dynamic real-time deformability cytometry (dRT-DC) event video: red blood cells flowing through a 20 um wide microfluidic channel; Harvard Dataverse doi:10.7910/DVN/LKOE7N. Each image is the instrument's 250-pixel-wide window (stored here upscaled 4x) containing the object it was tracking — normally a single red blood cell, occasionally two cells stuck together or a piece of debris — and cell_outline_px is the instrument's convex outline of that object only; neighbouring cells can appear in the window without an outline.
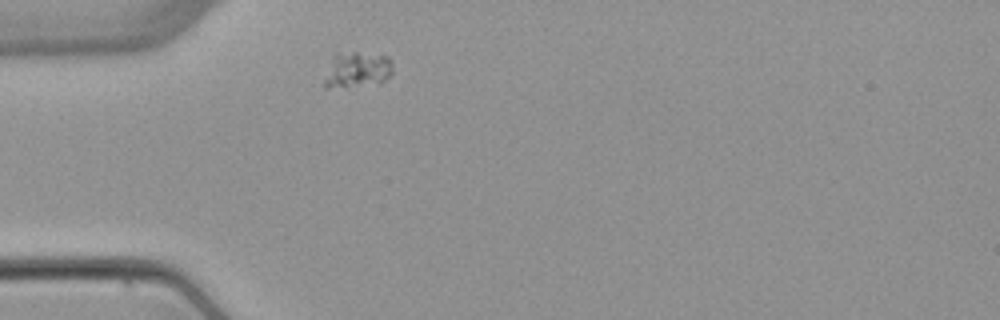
{"species": "common noctule bat (a hibernating species)", "species_latin": "Nyctalus noctula", "temperature_condition": "warm", "stored_images_in_passage": 1, "camera_frame_rate_fps": 3000, "um_per_image_px": 0.085, "animal": {"sex": "female", "body_mass_g": 22.7, "forearm_length_mm": 54.2}, "frame": {"image": 1, "passage_image": 1, "time_ms": 0.0, "image_size_px": [1000, 320], "cell_outline_px": [[392, 72], [380, 84], [328, 88], [324, 88], [324, 80], [336, 56], [352, 52], [356, 52], [388, 56], [392, 60]], "centroid_in_image_um": [30.44, 5.97], "position_along_channel_um": 54.6, "area_um2": 13.81}}